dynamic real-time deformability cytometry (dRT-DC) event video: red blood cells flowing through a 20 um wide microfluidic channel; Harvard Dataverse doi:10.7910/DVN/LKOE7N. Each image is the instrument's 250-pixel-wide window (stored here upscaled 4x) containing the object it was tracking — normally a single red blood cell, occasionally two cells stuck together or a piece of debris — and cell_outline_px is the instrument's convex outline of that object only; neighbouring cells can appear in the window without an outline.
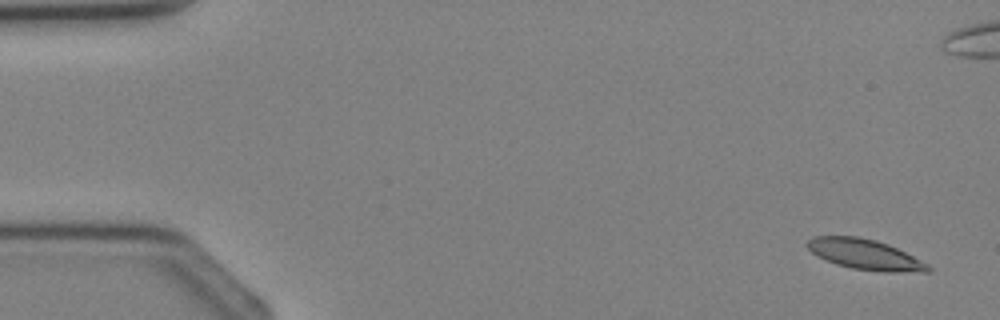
{"species": "Egyptian fruit bat (a non-hibernating species)", "species_latin": "Rousettus aegyptiacus", "temperature_condition": "cold", "stored_images_in_passage": 5, "camera_frame_rate_fps": 3000, "um_per_image_px": 0.085, "animal": {"sex": "female"}, "frame": {"image": 1, "passage_image": 1, "time_ms": 0.0, "image_size_px": [1000, 320], "cell_outline_px": [[932, 272], [884, 272], [852, 268], [836, 264], [812, 252], [804, 244], [812, 236], [856, 236], [876, 240], [888, 244], [928, 264], [932, 268]], "centroid_in_image_um": [73.54, 21.63], "position_along_channel_um": 11.5, "area_um2": 21.21}}
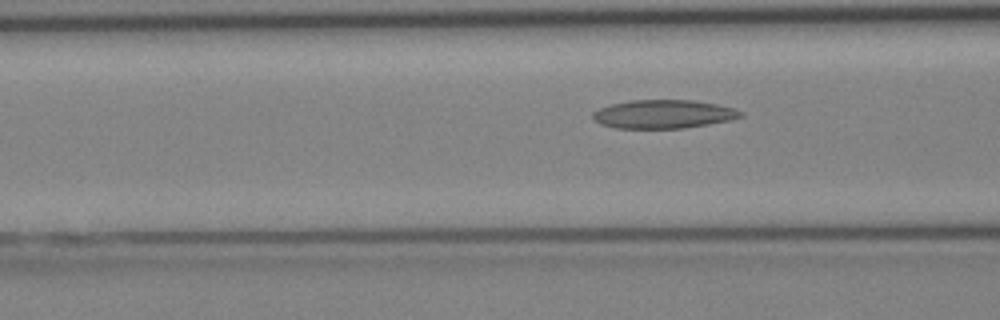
{"frame": {"image": 2, "passage_image": 5, "time_ms": 5.667, "image_size_px": [1000, 320], "cell_outline_px": [[744, 116], [728, 120], [684, 128], [616, 128], [600, 124], [592, 116], [592, 112], [600, 108], [612, 104], [628, 100], [692, 100], [716, 104], [736, 108], [744, 112]], "centroid_in_image_um": [56.4, 9.69], "position_along_channel_um": 110.2, "area_um2": 24.51}}